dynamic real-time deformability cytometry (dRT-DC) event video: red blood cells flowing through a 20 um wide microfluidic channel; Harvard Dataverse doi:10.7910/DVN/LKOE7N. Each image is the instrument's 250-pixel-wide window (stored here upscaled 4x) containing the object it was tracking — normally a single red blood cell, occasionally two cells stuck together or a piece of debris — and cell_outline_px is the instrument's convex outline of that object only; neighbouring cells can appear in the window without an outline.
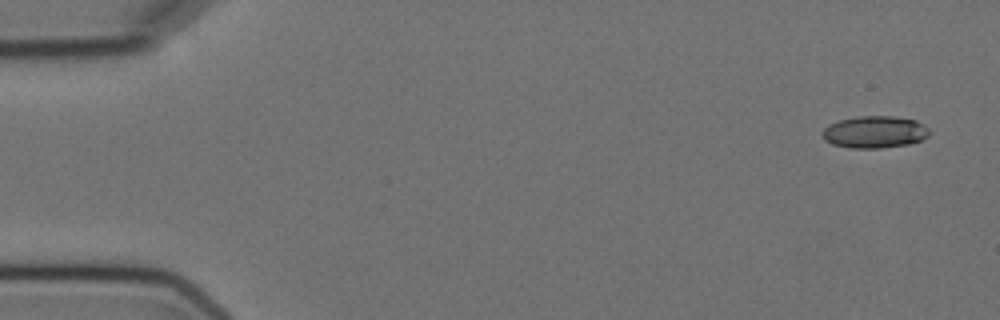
{"species": "Egyptian fruit bat (a non-hibernating species)", "species_latin": "Rousettus aegyptiacus", "temperature_condition": "cold", "stored_images_in_passage": 5, "camera_frame_rate_fps": 3000, "um_per_image_px": 0.085, "animal": {"sex": "female"}, "frame": {"image": 1, "passage_image": 1, "time_ms": 0.0, "image_size_px": [1000, 320], "cell_outline_px": [[928, 136], [920, 140], [908, 144], [880, 148], [852, 148], [832, 144], [824, 140], [820, 132], [828, 124], [840, 120], [860, 116], [892, 116], [916, 120], [924, 124], [928, 128]], "centroid_in_image_um": [74.31, 11.22], "position_along_channel_um": 10.7, "area_um2": 20.0}}
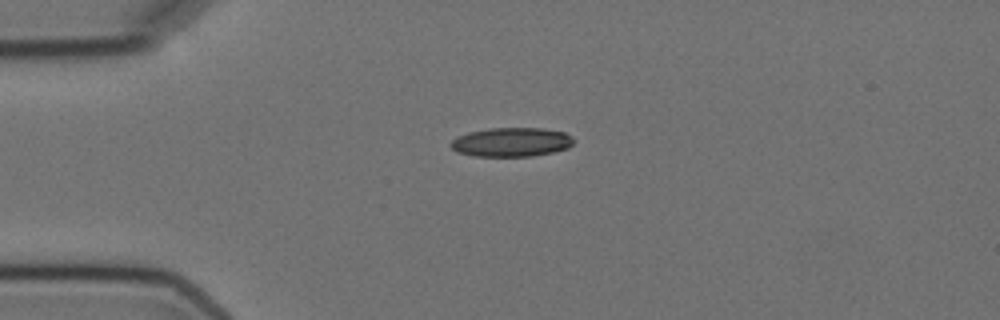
{"frame": {"image": 2, "passage_image": 4, "time_ms": 3.667, "image_size_px": [1000, 320], "cell_outline_px": [[572, 144], [568, 148], [552, 152], [532, 156], [472, 156], [456, 152], [448, 144], [452, 140], [468, 132], [488, 128], [544, 128], [564, 132], [572, 136]], "centroid_in_image_um": [43.45, 12.08], "position_along_channel_um": 41.6, "area_um2": 20.87}}